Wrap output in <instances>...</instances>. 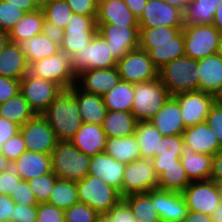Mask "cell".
Returning a JSON list of instances; mask_svg holds the SVG:
<instances>
[{
    "mask_svg": "<svg viewBox=\"0 0 222 222\" xmlns=\"http://www.w3.org/2000/svg\"><path fill=\"white\" fill-rule=\"evenodd\" d=\"M58 141H70L83 124L74 86L63 89L42 114Z\"/></svg>",
    "mask_w": 222,
    "mask_h": 222,
    "instance_id": "cell-1",
    "label": "cell"
},
{
    "mask_svg": "<svg viewBox=\"0 0 222 222\" xmlns=\"http://www.w3.org/2000/svg\"><path fill=\"white\" fill-rule=\"evenodd\" d=\"M158 78L171 96L182 92L198 91V60L185 55L174 59L158 70Z\"/></svg>",
    "mask_w": 222,
    "mask_h": 222,
    "instance_id": "cell-2",
    "label": "cell"
},
{
    "mask_svg": "<svg viewBox=\"0 0 222 222\" xmlns=\"http://www.w3.org/2000/svg\"><path fill=\"white\" fill-rule=\"evenodd\" d=\"M91 156L82 153L70 141H58L51 153L52 172L60 179L79 181L89 171Z\"/></svg>",
    "mask_w": 222,
    "mask_h": 222,
    "instance_id": "cell-3",
    "label": "cell"
},
{
    "mask_svg": "<svg viewBox=\"0 0 222 222\" xmlns=\"http://www.w3.org/2000/svg\"><path fill=\"white\" fill-rule=\"evenodd\" d=\"M170 94L159 78L134 84L132 114L137 121H150L170 98Z\"/></svg>",
    "mask_w": 222,
    "mask_h": 222,
    "instance_id": "cell-4",
    "label": "cell"
},
{
    "mask_svg": "<svg viewBox=\"0 0 222 222\" xmlns=\"http://www.w3.org/2000/svg\"><path fill=\"white\" fill-rule=\"evenodd\" d=\"M76 187L79 202L87 204L98 213H107L123 198L119 191L103 179L90 174L76 181Z\"/></svg>",
    "mask_w": 222,
    "mask_h": 222,
    "instance_id": "cell-5",
    "label": "cell"
},
{
    "mask_svg": "<svg viewBox=\"0 0 222 222\" xmlns=\"http://www.w3.org/2000/svg\"><path fill=\"white\" fill-rule=\"evenodd\" d=\"M109 43L97 32L90 44L70 57L71 70L75 77L90 69H107L117 66Z\"/></svg>",
    "mask_w": 222,
    "mask_h": 222,
    "instance_id": "cell-6",
    "label": "cell"
},
{
    "mask_svg": "<svg viewBox=\"0 0 222 222\" xmlns=\"http://www.w3.org/2000/svg\"><path fill=\"white\" fill-rule=\"evenodd\" d=\"M185 56L199 60L217 53L222 33L212 24L184 26Z\"/></svg>",
    "mask_w": 222,
    "mask_h": 222,
    "instance_id": "cell-7",
    "label": "cell"
},
{
    "mask_svg": "<svg viewBox=\"0 0 222 222\" xmlns=\"http://www.w3.org/2000/svg\"><path fill=\"white\" fill-rule=\"evenodd\" d=\"M62 90L59 84L29 72L20 80V92L36 115H42Z\"/></svg>",
    "mask_w": 222,
    "mask_h": 222,
    "instance_id": "cell-8",
    "label": "cell"
},
{
    "mask_svg": "<svg viewBox=\"0 0 222 222\" xmlns=\"http://www.w3.org/2000/svg\"><path fill=\"white\" fill-rule=\"evenodd\" d=\"M29 73L38 78L53 81L63 89H69L76 83V77L71 70L70 57L62 51L31 63Z\"/></svg>",
    "mask_w": 222,
    "mask_h": 222,
    "instance_id": "cell-9",
    "label": "cell"
},
{
    "mask_svg": "<svg viewBox=\"0 0 222 222\" xmlns=\"http://www.w3.org/2000/svg\"><path fill=\"white\" fill-rule=\"evenodd\" d=\"M182 195L189 211L211 215L222 201V186L212 179L191 181Z\"/></svg>",
    "mask_w": 222,
    "mask_h": 222,
    "instance_id": "cell-10",
    "label": "cell"
},
{
    "mask_svg": "<svg viewBox=\"0 0 222 222\" xmlns=\"http://www.w3.org/2000/svg\"><path fill=\"white\" fill-rule=\"evenodd\" d=\"M97 33L96 18L73 13L64 29L61 51L71 57L87 47Z\"/></svg>",
    "mask_w": 222,
    "mask_h": 222,
    "instance_id": "cell-11",
    "label": "cell"
},
{
    "mask_svg": "<svg viewBox=\"0 0 222 222\" xmlns=\"http://www.w3.org/2000/svg\"><path fill=\"white\" fill-rule=\"evenodd\" d=\"M116 67L120 79L131 84L149 82L158 78V69L149 58L147 51L140 48L128 52L118 60Z\"/></svg>",
    "mask_w": 222,
    "mask_h": 222,
    "instance_id": "cell-12",
    "label": "cell"
},
{
    "mask_svg": "<svg viewBox=\"0 0 222 222\" xmlns=\"http://www.w3.org/2000/svg\"><path fill=\"white\" fill-rule=\"evenodd\" d=\"M158 176L151 160L140 158L126 164L123 174L122 197L147 193L157 188Z\"/></svg>",
    "mask_w": 222,
    "mask_h": 222,
    "instance_id": "cell-13",
    "label": "cell"
},
{
    "mask_svg": "<svg viewBox=\"0 0 222 222\" xmlns=\"http://www.w3.org/2000/svg\"><path fill=\"white\" fill-rule=\"evenodd\" d=\"M97 32L109 43L111 53L118 61L128 52L139 48V26H121L96 23Z\"/></svg>",
    "mask_w": 222,
    "mask_h": 222,
    "instance_id": "cell-14",
    "label": "cell"
},
{
    "mask_svg": "<svg viewBox=\"0 0 222 222\" xmlns=\"http://www.w3.org/2000/svg\"><path fill=\"white\" fill-rule=\"evenodd\" d=\"M19 131L29 151L51 154L58 143L55 133L42 115H36L20 126Z\"/></svg>",
    "mask_w": 222,
    "mask_h": 222,
    "instance_id": "cell-15",
    "label": "cell"
},
{
    "mask_svg": "<svg viewBox=\"0 0 222 222\" xmlns=\"http://www.w3.org/2000/svg\"><path fill=\"white\" fill-rule=\"evenodd\" d=\"M138 22L140 28L184 27L183 12L163 0H148Z\"/></svg>",
    "mask_w": 222,
    "mask_h": 222,
    "instance_id": "cell-16",
    "label": "cell"
},
{
    "mask_svg": "<svg viewBox=\"0 0 222 222\" xmlns=\"http://www.w3.org/2000/svg\"><path fill=\"white\" fill-rule=\"evenodd\" d=\"M181 108V117L185 128L204 123L211 106L214 104V95L198 91L182 92L174 95Z\"/></svg>",
    "mask_w": 222,
    "mask_h": 222,
    "instance_id": "cell-17",
    "label": "cell"
},
{
    "mask_svg": "<svg viewBox=\"0 0 222 222\" xmlns=\"http://www.w3.org/2000/svg\"><path fill=\"white\" fill-rule=\"evenodd\" d=\"M117 67L90 69L76 77L75 85L82 91L103 96L120 81Z\"/></svg>",
    "mask_w": 222,
    "mask_h": 222,
    "instance_id": "cell-18",
    "label": "cell"
},
{
    "mask_svg": "<svg viewBox=\"0 0 222 222\" xmlns=\"http://www.w3.org/2000/svg\"><path fill=\"white\" fill-rule=\"evenodd\" d=\"M126 164L115 160L105 152L91 156L88 174L103 179L105 183L120 192L122 196L123 174Z\"/></svg>",
    "mask_w": 222,
    "mask_h": 222,
    "instance_id": "cell-19",
    "label": "cell"
},
{
    "mask_svg": "<svg viewBox=\"0 0 222 222\" xmlns=\"http://www.w3.org/2000/svg\"><path fill=\"white\" fill-rule=\"evenodd\" d=\"M155 208L161 222H182L188 207L181 192L155 189Z\"/></svg>",
    "mask_w": 222,
    "mask_h": 222,
    "instance_id": "cell-20",
    "label": "cell"
},
{
    "mask_svg": "<svg viewBox=\"0 0 222 222\" xmlns=\"http://www.w3.org/2000/svg\"><path fill=\"white\" fill-rule=\"evenodd\" d=\"M184 146L196 153L214 156L221 151L219 139L206 122L187 127L183 131Z\"/></svg>",
    "mask_w": 222,
    "mask_h": 222,
    "instance_id": "cell-21",
    "label": "cell"
},
{
    "mask_svg": "<svg viewBox=\"0 0 222 222\" xmlns=\"http://www.w3.org/2000/svg\"><path fill=\"white\" fill-rule=\"evenodd\" d=\"M11 167L22 180L29 181L52 172L51 154L26 150Z\"/></svg>",
    "mask_w": 222,
    "mask_h": 222,
    "instance_id": "cell-22",
    "label": "cell"
},
{
    "mask_svg": "<svg viewBox=\"0 0 222 222\" xmlns=\"http://www.w3.org/2000/svg\"><path fill=\"white\" fill-rule=\"evenodd\" d=\"M150 122L163 136L182 135L186 129L181 117L179 102L174 96H170Z\"/></svg>",
    "mask_w": 222,
    "mask_h": 222,
    "instance_id": "cell-23",
    "label": "cell"
},
{
    "mask_svg": "<svg viewBox=\"0 0 222 222\" xmlns=\"http://www.w3.org/2000/svg\"><path fill=\"white\" fill-rule=\"evenodd\" d=\"M70 142L88 156L105 151L107 136L101 125L83 123Z\"/></svg>",
    "mask_w": 222,
    "mask_h": 222,
    "instance_id": "cell-24",
    "label": "cell"
},
{
    "mask_svg": "<svg viewBox=\"0 0 222 222\" xmlns=\"http://www.w3.org/2000/svg\"><path fill=\"white\" fill-rule=\"evenodd\" d=\"M29 72V64L17 43L8 42L0 53V76L21 80Z\"/></svg>",
    "mask_w": 222,
    "mask_h": 222,
    "instance_id": "cell-25",
    "label": "cell"
},
{
    "mask_svg": "<svg viewBox=\"0 0 222 222\" xmlns=\"http://www.w3.org/2000/svg\"><path fill=\"white\" fill-rule=\"evenodd\" d=\"M184 139L182 135L163 136L159 142L158 152L151 159L154 170L159 176L161 168H170L178 166V161L181 158Z\"/></svg>",
    "mask_w": 222,
    "mask_h": 222,
    "instance_id": "cell-26",
    "label": "cell"
},
{
    "mask_svg": "<svg viewBox=\"0 0 222 222\" xmlns=\"http://www.w3.org/2000/svg\"><path fill=\"white\" fill-rule=\"evenodd\" d=\"M199 90L215 95L222 88V58L216 53L198 60Z\"/></svg>",
    "mask_w": 222,
    "mask_h": 222,
    "instance_id": "cell-27",
    "label": "cell"
},
{
    "mask_svg": "<svg viewBox=\"0 0 222 222\" xmlns=\"http://www.w3.org/2000/svg\"><path fill=\"white\" fill-rule=\"evenodd\" d=\"M74 97L77 100L83 123L102 125L108 112L103 96L82 91L74 85Z\"/></svg>",
    "mask_w": 222,
    "mask_h": 222,
    "instance_id": "cell-28",
    "label": "cell"
},
{
    "mask_svg": "<svg viewBox=\"0 0 222 222\" xmlns=\"http://www.w3.org/2000/svg\"><path fill=\"white\" fill-rule=\"evenodd\" d=\"M180 161L190 181L210 179L213 156L196 153L191 147L183 146Z\"/></svg>",
    "mask_w": 222,
    "mask_h": 222,
    "instance_id": "cell-29",
    "label": "cell"
},
{
    "mask_svg": "<svg viewBox=\"0 0 222 222\" xmlns=\"http://www.w3.org/2000/svg\"><path fill=\"white\" fill-rule=\"evenodd\" d=\"M96 23L139 26L138 18L133 15L123 0H108L97 8Z\"/></svg>",
    "mask_w": 222,
    "mask_h": 222,
    "instance_id": "cell-30",
    "label": "cell"
},
{
    "mask_svg": "<svg viewBox=\"0 0 222 222\" xmlns=\"http://www.w3.org/2000/svg\"><path fill=\"white\" fill-rule=\"evenodd\" d=\"M139 48L147 51L149 58L159 70L170 61L185 55L183 31L177 35V43L139 44Z\"/></svg>",
    "mask_w": 222,
    "mask_h": 222,
    "instance_id": "cell-31",
    "label": "cell"
},
{
    "mask_svg": "<svg viewBox=\"0 0 222 222\" xmlns=\"http://www.w3.org/2000/svg\"><path fill=\"white\" fill-rule=\"evenodd\" d=\"M104 152L124 164L141 158L140 146L134 134L127 137L107 138Z\"/></svg>",
    "mask_w": 222,
    "mask_h": 222,
    "instance_id": "cell-32",
    "label": "cell"
},
{
    "mask_svg": "<svg viewBox=\"0 0 222 222\" xmlns=\"http://www.w3.org/2000/svg\"><path fill=\"white\" fill-rule=\"evenodd\" d=\"M136 124L132 112L108 110L101 126L107 138H120L133 135Z\"/></svg>",
    "mask_w": 222,
    "mask_h": 222,
    "instance_id": "cell-33",
    "label": "cell"
},
{
    "mask_svg": "<svg viewBox=\"0 0 222 222\" xmlns=\"http://www.w3.org/2000/svg\"><path fill=\"white\" fill-rule=\"evenodd\" d=\"M123 199L130 206L137 222H161L155 208V189L147 193L130 194Z\"/></svg>",
    "mask_w": 222,
    "mask_h": 222,
    "instance_id": "cell-34",
    "label": "cell"
},
{
    "mask_svg": "<svg viewBox=\"0 0 222 222\" xmlns=\"http://www.w3.org/2000/svg\"><path fill=\"white\" fill-rule=\"evenodd\" d=\"M24 52L28 64L61 52L59 45L53 43L45 34L40 33L32 38L17 43Z\"/></svg>",
    "mask_w": 222,
    "mask_h": 222,
    "instance_id": "cell-35",
    "label": "cell"
},
{
    "mask_svg": "<svg viewBox=\"0 0 222 222\" xmlns=\"http://www.w3.org/2000/svg\"><path fill=\"white\" fill-rule=\"evenodd\" d=\"M44 21L45 14L43 9L25 13L22 19L19 20L9 32V41L18 43L42 33Z\"/></svg>",
    "mask_w": 222,
    "mask_h": 222,
    "instance_id": "cell-36",
    "label": "cell"
},
{
    "mask_svg": "<svg viewBox=\"0 0 222 222\" xmlns=\"http://www.w3.org/2000/svg\"><path fill=\"white\" fill-rule=\"evenodd\" d=\"M221 0H191L183 13L184 26L212 24Z\"/></svg>",
    "mask_w": 222,
    "mask_h": 222,
    "instance_id": "cell-37",
    "label": "cell"
},
{
    "mask_svg": "<svg viewBox=\"0 0 222 222\" xmlns=\"http://www.w3.org/2000/svg\"><path fill=\"white\" fill-rule=\"evenodd\" d=\"M109 111L131 112L134 100V84L120 80L116 86L103 95Z\"/></svg>",
    "mask_w": 222,
    "mask_h": 222,
    "instance_id": "cell-38",
    "label": "cell"
},
{
    "mask_svg": "<svg viewBox=\"0 0 222 222\" xmlns=\"http://www.w3.org/2000/svg\"><path fill=\"white\" fill-rule=\"evenodd\" d=\"M0 116L17 124L19 127L33 119L36 114L28 105L21 92L0 104Z\"/></svg>",
    "mask_w": 222,
    "mask_h": 222,
    "instance_id": "cell-39",
    "label": "cell"
},
{
    "mask_svg": "<svg viewBox=\"0 0 222 222\" xmlns=\"http://www.w3.org/2000/svg\"><path fill=\"white\" fill-rule=\"evenodd\" d=\"M134 135L140 146L141 158L151 160L158 152L163 135L150 121H137Z\"/></svg>",
    "mask_w": 222,
    "mask_h": 222,
    "instance_id": "cell-40",
    "label": "cell"
},
{
    "mask_svg": "<svg viewBox=\"0 0 222 222\" xmlns=\"http://www.w3.org/2000/svg\"><path fill=\"white\" fill-rule=\"evenodd\" d=\"M190 183L191 181L187 177L185 169L179 160L178 166L161 168V174L158 176L157 188L182 193Z\"/></svg>",
    "mask_w": 222,
    "mask_h": 222,
    "instance_id": "cell-41",
    "label": "cell"
},
{
    "mask_svg": "<svg viewBox=\"0 0 222 222\" xmlns=\"http://www.w3.org/2000/svg\"><path fill=\"white\" fill-rule=\"evenodd\" d=\"M77 202L79 200L76 182L57 178L47 203L65 210Z\"/></svg>",
    "mask_w": 222,
    "mask_h": 222,
    "instance_id": "cell-42",
    "label": "cell"
},
{
    "mask_svg": "<svg viewBox=\"0 0 222 222\" xmlns=\"http://www.w3.org/2000/svg\"><path fill=\"white\" fill-rule=\"evenodd\" d=\"M183 27L162 26L158 28H139V44L177 43V35Z\"/></svg>",
    "mask_w": 222,
    "mask_h": 222,
    "instance_id": "cell-43",
    "label": "cell"
},
{
    "mask_svg": "<svg viewBox=\"0 0 222 222\" xmlns=\"http://www.w3.org/2000/svg\"><path fill=\"white\" fill-rule=\"evenodd\" d=\"M45 19L56 26L65 29L67 22L73 14L65 1H52L43 8Z\"/></svg>",
    "mask_w": 222,
    "mask_h": 222,
    "instance_id": "cell-44",
    "label": "cell"
},
{
    "mask_svg": "<svg viewBox=\"0 0 222 222\" xmlns=\"http://www.w3.org/2000/svg\"><path fill=\"white\" fill-rule=\"evenodd\" d=\"M57 178L58 177L53 172H51L39 177H35L28 181L29 186L35 194L38 203L48 202Z\"/></svg>",
    "mask_w": 222,
    "mask_h": 222,
    "instance_id": "cell-45",
    "label": "cell"
},
{
    "mask_svg": "<svg viewBox=\"0 0 222 222\" xmlns=\"http://www.w3.org/2000/svg\"><path fill=\"white\" fill-rule=\"evenodd\" d=\"M26 12L0 0V31L9 33Z\"/></svg>",
    "mask_w": 222,
    "mask_h": 222,
    "instance_id": "cell-46",
    "label": "cell"
},
{
    "mask_svg": "<svg viewBox=\"0 0 222 222\" xmlns=\"http://www.w3.org/2000/svg\"><path fill=\"white\" fill-rule=\"evenodd\" d=\"M98 214L96 210L81 202L64 210L65 222H94Z\"/></svg>",
    "mask_w": 222,
    "mask_h": 222,
    "instance_id": "cell-47",
    "label": "cell"
},
{
    "mask_svg": "<svg viewBox=\"0 0 222 222\" xmlns=\"http://www.w3.org/2000/svg\"><path fill=\"white\" fill-rule=\"evenodd\" d=\"M25 141L21 132H17L0 147V152L10 161H15L26 151Z\"/></svg>",
    "mask_w": 222,
    "mask_h": 222,
    "instance_id": "cell-48",
    "label": "cell"
},
{
    "mask_svg": "<svg viewBox=\"0 0 222 222\" xmlns=\"http://www.w3.org/2000/svg\"><path fill=\"white\" fill-rule=\"evenodd\" d=\"M36 222H65L64 210L47 202L38 203Z\"/></svg>",
    "mask_w": 222,
    "mask_h": 222,
    "instance_id": "cell-49",
    "label": "cell"
},
{
    "mask_svg": "<svg viewBox=\"0 0 222 222\" xmlns=\"http://www.w3.org/2000/svg\"><path fill=\"white\" fill-rule=\"evenodd\" d=\"M15 204H23L24 206H37L38 202L35 194L31 190L28 181L22 180L10 195Z\"/></svg>",
    "mask_w": 222,
    "mask_h": 222,
    "instance_id": "cell-50",
    "label": "cell"
},
{
    "mask_svg": "<svg viewBox=\"0 0 222 222\" xmlns=\"http://www.w3.org/2000/svg\"><path fill=\"white\" fill-rule=\"evenodd\" d=\"M106 214L110 222H137L130 206L123 198Z\"/></svg>",
    "mask_w": 222,
    "mask_h": 222,
    "instance_id": "cell-51",
    "label": "cell"
},
{
    "mask_svg": "<svg viewBox=\"0 0 222 222\" xmlns=\"http://www.w3.org/2000/svg\"><path fill=\"white\" fill-rule=\"evenodd\" d=\"M22 181L12 167L0 174V194L11 195Z\"/></svg>",
    "mask_w": 222,
    "mask_h": 222,
    "instance_id": "cell-52",
    "label": "cell"
},
{
    "mask_svg": "<svg viewBox=\"0 0 222 222\" xmlns=\"http://www.w3.org/2000/svg\"><path fill=\"white\" fill-rule=\"evenodd\" d=\"M205 122L213 130L219 139L222 150V108L213 104L209 110Z\"/></svg>",
    "mask_w": 222,
    "mask_h": 222,
    "instance_id": "cell-53",
    "label": "cell"
},
{
    "mask_svg": "<svg viewBox=\"0 0 222 222\" xmlns=\"http://www.w3.org/2000/svg\"><path fill=\"white\" fill-rule=\"evenodd\" d=\"M20 92V80L0 76V104Z\"/></svg>",
    "mask_w": 222,
    "mask_h": 222,
    "instance_id": "cell-54",
    "label": "cell"
},
{
    "mask_svg": "<svg viewBox=\"0 0 222 222\" xmlns=\"http://www.w3.org/2000/svg\"><path fill=\"white\" fill-rule=\"evenodd\" d=\"M37 206H24L15 204L13 210V220L11 222H36Z\"/></svg>",
    "mask_w": 222,
    "mask_h": 222,
    "instance_id": "cell-55",
    "label": "cell"
},
{
    "mask_svg": "<svg viewBox=\"0 0 222 222\" xmlns=\"http://www.w3.org/2000/svg\"><path fill=\"white\" fill-rule=\"evenodd\" d=\"M65 2L75 14L97 17V8L92 0H65Z\"/></svg>",
    "mask_w": 222,
    "mask_h": 222,
    "instance_id": "cell-56",
    "label": "cell"
},
{
    "mask_svg": "<svg viewBox=\"0 0 222 222\" xmlns=\"http://www.w3.org/2000/svg\"><path fill=\"white\" fill-rule=\"evenodd\" d=\"M15 203L9 195L0 194V222H11Z\"/></svg>",
    "mask_w": 222,
    "mask_h": 222,
    "instance_id": "cell-57",
    "label": "cell"
},
{
    "mask_svg": "<svg viewBox=\"0 0 222 222\" xmlns=\"http://www.w3.org/2000/svg\"><path fill=\"white\" fill-rule=\"evenodd\" d=\"M42 33L45 34L46 37L49 38L53 43L61 47V44L63 42L64 29L45 19Z\"/></svg>",
    "mask_w": 222,
    "mask_h": 222,
    "instance_id": "cell-58",
    "label": "cell"
},
{
    "mask_svg": "<svg viewBox=\"0 0 222 222\" xmlns=\"http://www.w3.org/2000/svg\"><path fill=\"white\" fill-rule=\"evenodd\" d=\"M19 126L0 116V147L19 132Z\"/></svg>",
    "mask_w": 222,
    "mask_h": 222,
    "instance_id": "cell-59",
    "label": "cell"
},
{
    "mask_svg": "<svg viewBox=\"0 0 222 222\" xmlns=\"http://www.w3.org/2000/svg\"><path fill=\"white\" fill-rule=\"evenodd\" d=\"M210 179L222 186V150L213 156L212 172Z\"/></svg>",
    "mask_w": 222,
    "mask_h": 222,
    "instance_id": "cell-60",
    "label": "cell"
},
{
    "mask_svg": "<svg viewBox=\"0 0 222 222\" xmlns=\"http://www.w3.org/2000/svg\"><path fill=\"white\" fill-rule=\"evenodd\" d=\"M130 11L138 19L141 17L148 0H123Z\"/></svg>",
    "mask_w": 222,
    "mask_h": 222,
    "instance_id": "cell-61",
    "label": "cell"
},
{
    "mask_svg": "<svg viewBox=\"0 0 222 222\" xmlns=\"http://www.w3.org/2000/svg\"><path fill=\"white\" fill-rule=\"evenodd\" d=\"M10 5H14L15 7L20 8L26 13L33 12L37 10L38 8L33 4L31 0H3Z\"/></svg>",
    "mask_w": 222,
    "mask_h": 222,
    "instance_id": "cell-62",
    "label": "cell"
},
{
    "mask_svg": "<svg viewBox=\"0 0 222 222\" xmlns=\"http://www.w3.org/2000/svg\"><path fill=\"white\" fill-rule=\"evenodd\" d=\"M182 222H212V220L210 215L202 212L188 211L187 216Z\"/></svg>",
    "mask_w": 222,
    "mask_h": 222,
    "instance_id": "cell-63",
    "label": "cell"
},
{
    "mask_svg": "<svg viewBox=\"0 0 222 222\" xmlns=\"http://www.w3.org/2000/svg\"><path fill=\"white\" fill-rule=\"evenodd\" d=\"M212 25L222 33V0L214 14Z\"/></svg>",
    "mask_w": 222,
    "mask_h": 222,
    "instance_id": "cell-64",
    "label": "cell"
},
{
    "mask_svg": "<svg viewBox=\"0 0 222 222\" xmlns=\"http://www.w3.org/2000/svg\"><path fill=\"white\" fill-rule=\"evenodd\" d=\"M165 3L180 9L183 13L191 0H163Z\"/></svg>",
    "mask_w": 222,
    "mask_h": 222,
    "instance_id": "cell-65",
    "label": "cell"
},
{
    "mask_svg": "<svg viewBox=\"0 0 222 222\" xmlns=\"http://www.w3.org/2000/svg\"><path fill=\"white\" fill-rule=\"evenodd\" d=\"M210 216L212 222H222V201Z\"/></svg>",
    "mask_w": 222,
    "mask_h": 222,
    "instance_id": "cell-66",
    "label": "cell"
},
{
    "mask_svg": "<svg viewBox=\"0 0 222 222\" xmlns=\"http://www.w3.org/2000/svg\"><path fill=\"white\" fill-rule=\"evenodd\" d=\"M12 162H10L1 152H0V174L11 168Z\"/></svg>",
    "mask_w": 222,
    "mask_h": 222,
    "instance_id": "cell-67",
    "label": "cell"
},
{
    "mask_svg": "<svg viewBox=\"0 0 222 222\" xmlns=\"http://www.w3.org/2000/svg\"><path fill=\"white\" fill-rule=\"evenodd\" d=\"M8 42H9V33L0 31V53L3 51Z\"/></svg>",
    "mask_w": 222,
    "mask_h": 222,
    "instance_id": "cell-68",
    "label": "cell"
},
{
    "mask_svg": "<svg viewBox=\"0 0 222 222\" xmlns=\"http://www.w3.org/2000/svg\"><path fill=\"white\" fill-rule=\"evenodd\" d=\"M214 104L222 108V88L214 95Z\"/></svg>",
    "mask_w": 222,
    "mask_h": 222,
    "instance_id": "cell-69",
    "label": "cell"
},
{
    "mask_svg": "<svg viewBox=\"0 0 222 222\" xmlns=\"http://www.w3.org/2000/svg\"><path fill=\"white\" fill-rule=\"evenodd\" d=\"M38 9H43L50 0H31Z\"/></svg>",
    "mask_w": 222,
    "mask_h": 222,
    "instance_id": "cell-70",
    "label": "cell"
},
{
    "mask_svg": "<svg viewBox=\"0 0 222 222\" xmlns=\"http://www.w3.org/2000/svg\"><path fill=\"white\" fill-rule=\"evenodd\" d=\"M94 222H110L106 213H99Z\"/></svg>",
    "mask_w": 222,
    "mask_h": 222,
    "instance_id": "cell-71",
    "label": "cell"
},
{
    "mask_svg": "<svg viewBox=\"0 0 222 222\" xmlns=\"http://www.w3.org/2000/svg\"><path fill=\"white\" fill-rule=\"evenodd\" d=\"M108 0H92L96 8H99L102 4H104Z\"/></svg>",
    "mask_w": 222,
    "mask_h": 222,
    "instance_id": "cell-72",
    "label": "cell"
},
{
    "mask_svg": "<svg viewBox=\"0 0 222 222\" xmlns=\"http://www.w3.org/2000/svg\"><path fill=\"white\" fill-rule=\"evenodd\" d=\"M217 54L222 58V36H221V39H220V44H219V47H218Z\"/></svg>",
    "mask_w": 222,
    "mask_h": 222,
    "instance_id": "cell-73",
    "label": "cell"
},
{
    "mask_svg": "<svg viewBox=\"0 0 222 222\" xmlns=\"http://www.w3.org/2000/svg\"><path fill=\"white\" fill-rule=\"evenodd\" d=\"M52 1H65V0H50V2H52Z\"/></svg>",
    "mask_w": 222,
    "mask_h": 222,
    "instance_id": "cell-74",
    "label": "cell"
}]
</instances>
